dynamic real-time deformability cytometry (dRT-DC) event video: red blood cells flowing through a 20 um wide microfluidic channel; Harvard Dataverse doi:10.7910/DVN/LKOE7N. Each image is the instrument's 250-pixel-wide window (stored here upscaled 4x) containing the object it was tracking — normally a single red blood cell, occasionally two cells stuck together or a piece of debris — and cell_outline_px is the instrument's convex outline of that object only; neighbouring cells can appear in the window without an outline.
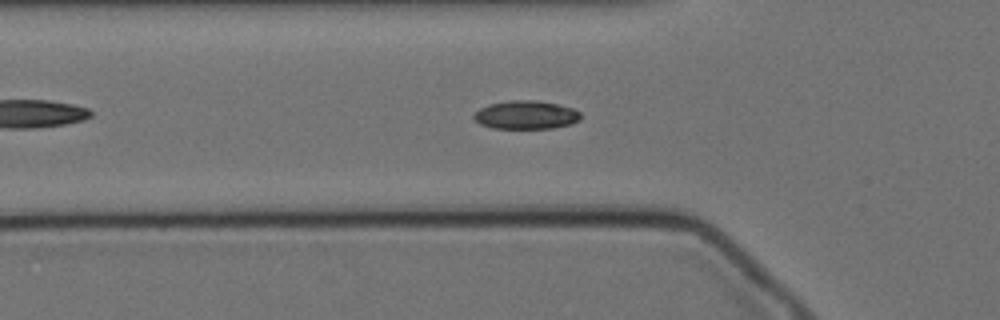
{"species": "Egyptian fruit bat (a non-hibernating species)", "species_latin": "Rousettus aegyptiacus", "temperature_condition": "cold", "stored_images_in_passage": 57, "camera_frame_rate_fps": 3000, "um_per_image_px": 0.085, "animal": {"sex": "female"}, "frame": {"image": 1, "passage_image": 19, "time_ms": 6.0, "image_size_px": [1000, 320], "cell_outline_px": [[580, 120], [572, 124], [552, 128], [492, 128], [480, 124], [472, 116], [480, 108], [488, 104], [508, 100], [536, 100], [556, 104], [572, 108], [580, 112]], "centroid_in_image_um": [44.7, 9.76], "position_along_channel_um": 81.1, "area_um2": 17.69}}
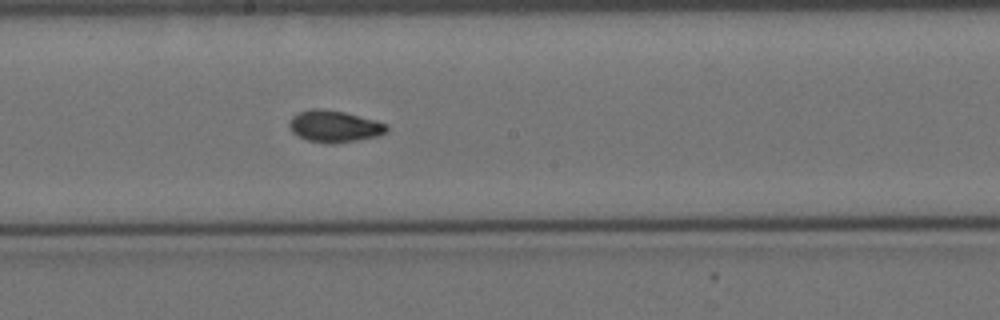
{"frame": {"image": 2, "passage_image": 31, "time_ms": 10.0, "image_size_px": [1000, 320], "cell_outline_px": [[388, 132], [380, 136], [332, 144], [324, 144], [308, 140], [296, 136], [292, 132], [288, 124], [292, 116], [300, 112], [312, 108], [320, 108], [344, 112], [376, 120], [388, 124]], "centroid_in_image_um": [28.43, 10.75], "position_along_channel_um": 219.8, "area_um2": 18.26}}
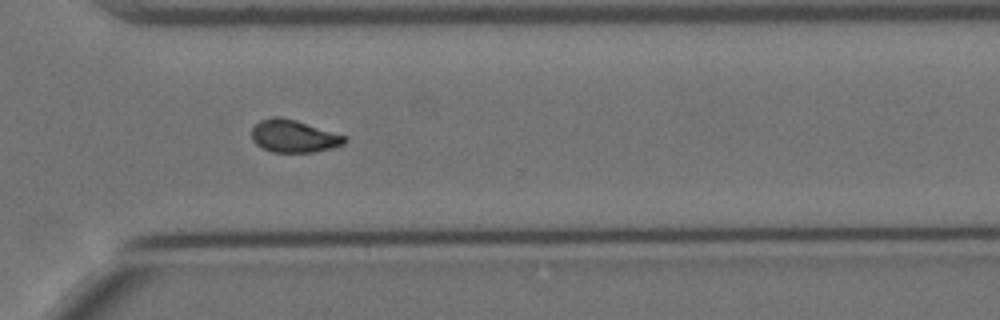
{"frame": {"image": 3, "passage_image": 42, "time_ms": 13.667, "image_size_px": [1000, 320], "cell_outline_px": [[348, 140], [344, 144], [332, 148], [316, 152], [272, 152], [256, 144], [252, 140], [252, 128], [260, 120], [272, 116], [280, 116], [296, 120], [344, 136]], "centroid_in_image_um": [24.95, 11.57], "position_along_channel_um": 345.7, "area_um2": 17.51}, "authors_computed_cell_mechanics": {"area_um2": 17.1666, "velocity_mm_per_s": 3.446, "shape_relaxation_time_tau1_ms": 7.6202, "shape_relaxation_time_tau2_ms": 3.1571, "deformation_change_tau1": 0.1148, "deformation_change_tau2": 0.0729}}